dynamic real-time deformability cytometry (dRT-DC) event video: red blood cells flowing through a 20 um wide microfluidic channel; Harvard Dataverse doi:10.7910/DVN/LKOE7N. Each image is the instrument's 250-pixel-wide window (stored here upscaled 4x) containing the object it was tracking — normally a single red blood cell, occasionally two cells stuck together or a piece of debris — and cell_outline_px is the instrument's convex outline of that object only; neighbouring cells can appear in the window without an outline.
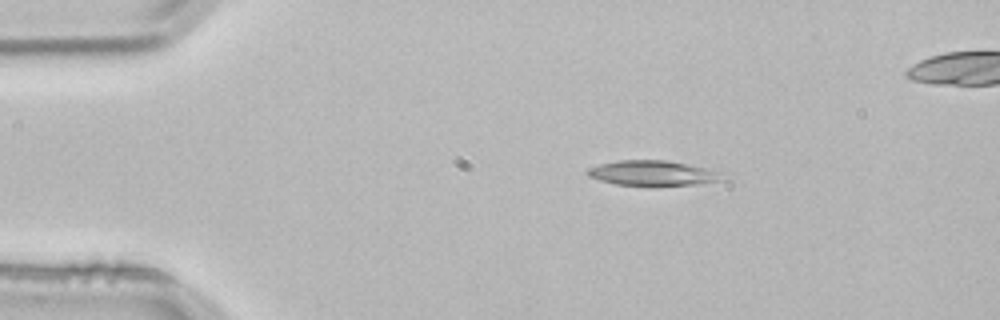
{"species": "common noctule bat (a hibernating species)", "species_latin": "Nyctalus noctula", "temperature_condition": "room temperature", "stored_images_in_passage": 3, "camera_frame_rate_fps": 3000, "um_per_image_px": 0.085, "animal": {"sex": "male", "body_mass_g": 21.5, "forearm_length_mm": 52.0}, "frame": {"image": 1, "passage_image": 1, "time_ms": 0.0, "image_size_px": [1000, 320], "cell_outline_px": [[716, 180], [692, 184], [656, 188], [648, 188], [616, 184], [600, 180], [588, 176], [588, 168], [600, 164], [620, 160], [664, 160], [688, 164], [704, 168], [716, 172]], "centroid_in_image_um": [55.31, 14.75], "position_along_channel_um": 29.7, "area_um2": 19.59}}